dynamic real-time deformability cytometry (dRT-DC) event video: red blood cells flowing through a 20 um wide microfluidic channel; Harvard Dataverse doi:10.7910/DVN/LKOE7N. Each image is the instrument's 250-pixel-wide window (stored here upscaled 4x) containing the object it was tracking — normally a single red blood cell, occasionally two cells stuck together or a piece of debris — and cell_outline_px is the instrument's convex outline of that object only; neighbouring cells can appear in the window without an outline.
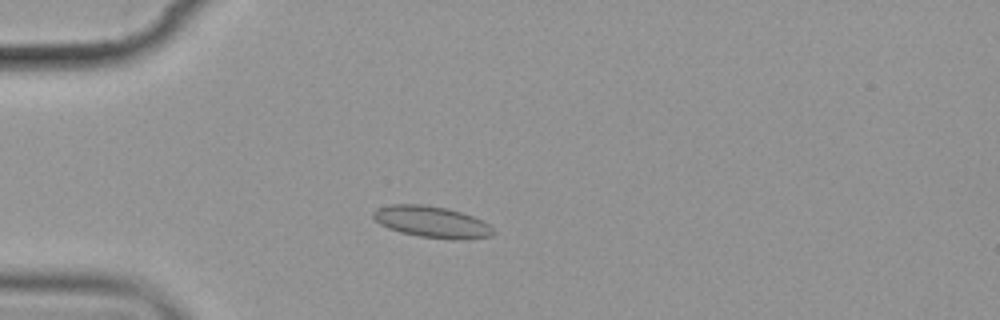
{"species": "common noctule bat (a hibernating species)", "species_latin": "Nyctalus noctula", "temperature_condition": "cold", "stored_images_in_passage": 13, "camera_frame_rate_fps": 3000, "um_per_image_px": 0.085, "animal": {"sex": "female", "body_mass_g": 19.9}, "frame": {"image": 1, "passage_image": 3, "time_ms": 3.333, "image_size_px": [1000, 320], "cell_outline_px": [[496, 232], [492, 236], [464, 240], [452, 240], [420, 236], [400, 232], [388, 228], [380, 224], [372, 216], [372, 212], [376, 208], [392, 204], [424, 204], [448, 208], [472, 216], [488, 224]], "centroid_in_image_um": [36.7, 18.86], "position_along_channel_um": 48.3, "area_um2": 22.14}}
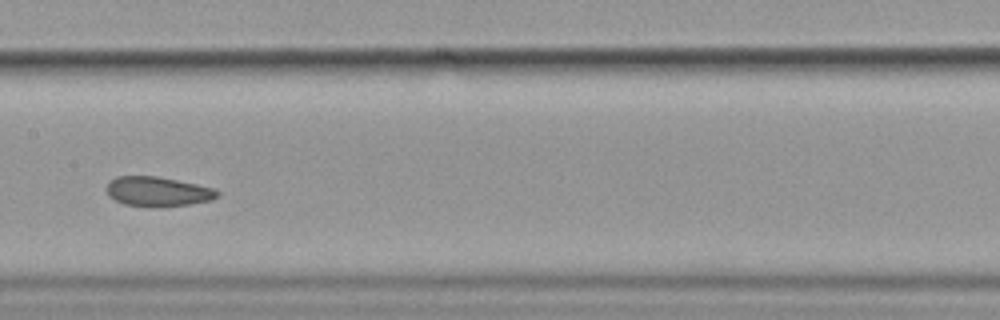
{"frame": {"image": 2, "passage_image": 7, "time_ms": 8.0, "image_size_px": [1000, 320], "cell_outline_px": [[220, 196], [212, 200], [188, 204], [160, 208], [124, 204], [108, 196], [104, 188], [108, 180], [116, 176], [156, 176], [196, 184], [212, 188], [220, 192]], "centroid_in_image_um": [13.36, 16.28], "position_along_channel_um": 194.0, "area_um2": 19.42}}
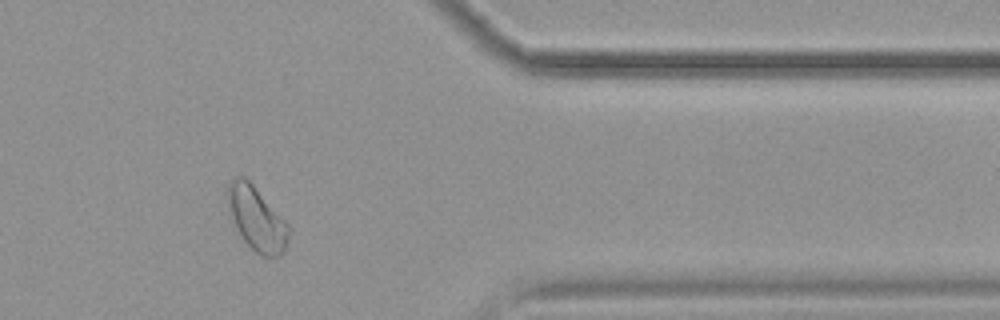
{"frame": {"image": 3, "passage_image": 12, "time_ms": 14.0, "image_size_px": [1000, 320], "cell_outline_px": [[292, 228], [284, 252], [280, 256], [260, 256], [240, 236], [232, 216], [228, 204], [228, 184], [232, 176], [244, 176], [252, 184]], "centroid_in_image_um": [21.85, 18.6], "position_along_channel_um": 389.6, "area_um2": 22.48}, "authors_computed_cell_mechanics": {"area_um2": 20.0566, "velocity_mm_per_s": 3.5221, "shape_relaxation_time_tau1_ms": null, "shape_relaxation_time_tau2_ms": 2.6303, "deformation_change_tau1": null, "deformation_change_tau2": 0.0573}}